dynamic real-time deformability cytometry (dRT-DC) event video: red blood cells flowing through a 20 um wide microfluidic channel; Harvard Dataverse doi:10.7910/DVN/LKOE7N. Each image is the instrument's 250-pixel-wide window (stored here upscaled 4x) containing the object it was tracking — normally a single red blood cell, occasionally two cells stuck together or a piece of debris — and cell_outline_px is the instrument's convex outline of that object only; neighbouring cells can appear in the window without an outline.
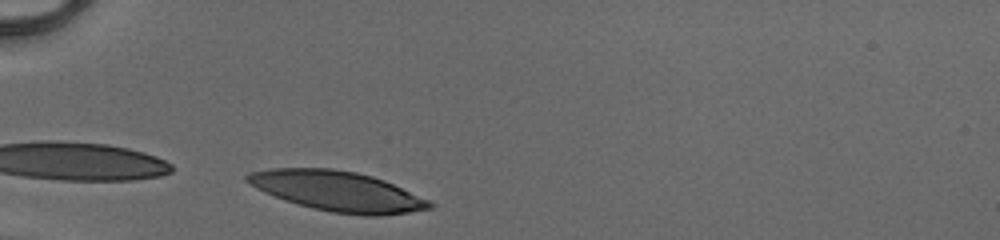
{"species": "human", "species_latin": "Homo sapiens", "temperature_condition": "cold", "stored_images_in_passage": 27, "camera_frame_rate_fps": 3000, "um_per_image_px": 0.085, "donor": {"sex": "male"}, "frame": {"image": 1, "passage_image": 1, "time_ms": 0.0, "image_size_px": [1000, 240], "cell_outline_px": [[436, 204], [432, 208], [408, 212], [380, 216], [364, 216], [332, 212], [312, 208], [284, 200], [264, 192], [256, 188], [244, 180], [244, 176], [248, 172], [272, 168], [332, 168], [356, 172], [372, 176], [384, 180], [432, 200]], "centroid_in_image_um": [28.71, 16.25], "position_along_channel_um": 56.3, "area_um2": 42.89}}
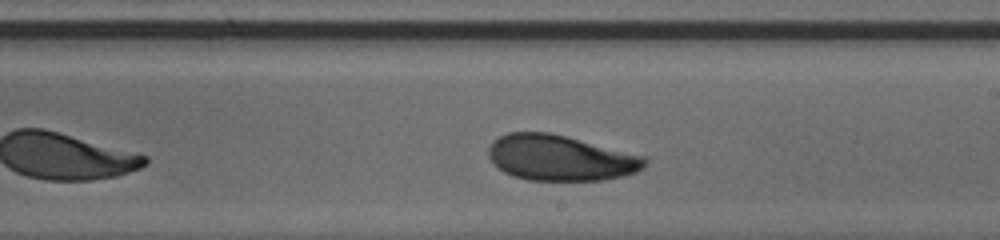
{"frame": {"image": 2, "passage_image": 16, "time_ms": 5.0, "image_size_px": [1000, 240], "cell_outline_px": [[648, 164], [644, 168], [636, 172], [624, 176], [600, 180], [528, 180], [512, 176], [504, 172], [492, 164], [488, 156], [488, 148], [492, 140], [508, 132], [552, 132], [648, 156]], "centroid_in_image_um": [47.66, 13.41], "position_along_channel_um": 241.3, "area_um2": 42.31}}
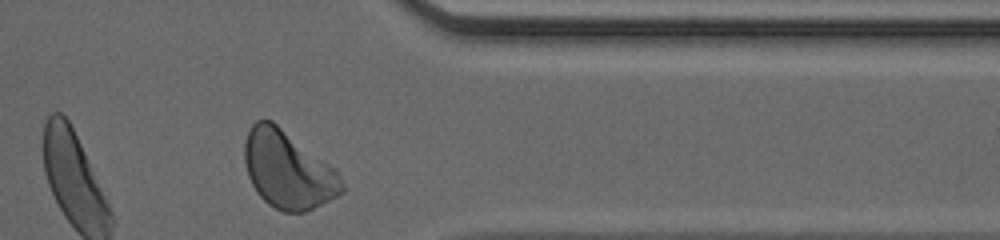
{"frame": {"image": 3, "passage_image": 27, "time_ms": 8.667, "image_size_px": [1000, 240], "cell_outline_px": [[344, 192], [304, 212], [284, 212], [268, 204], [256, 192], [248, 176], [244, 160], [244, 144], [248, 128], [256, 120], [272, 120], [336, 168], [344, 184]], "centroid_in_image_um": [24.46, 14.41], "position_along_channel_um": 386.9, "area_um2": 43.99}, "authors_computed_cell_mechanics": {"area_um2": 42.4252, "velocity_mm_per_s": 4.104, "shape_relaxation_time_tau1_ms": 3.0582, "shape_relaxation_time_tau2_ms": 2.1994, "deformation_change_tau1": 0.1333, "deformation_change_tau2": 0.0821}}